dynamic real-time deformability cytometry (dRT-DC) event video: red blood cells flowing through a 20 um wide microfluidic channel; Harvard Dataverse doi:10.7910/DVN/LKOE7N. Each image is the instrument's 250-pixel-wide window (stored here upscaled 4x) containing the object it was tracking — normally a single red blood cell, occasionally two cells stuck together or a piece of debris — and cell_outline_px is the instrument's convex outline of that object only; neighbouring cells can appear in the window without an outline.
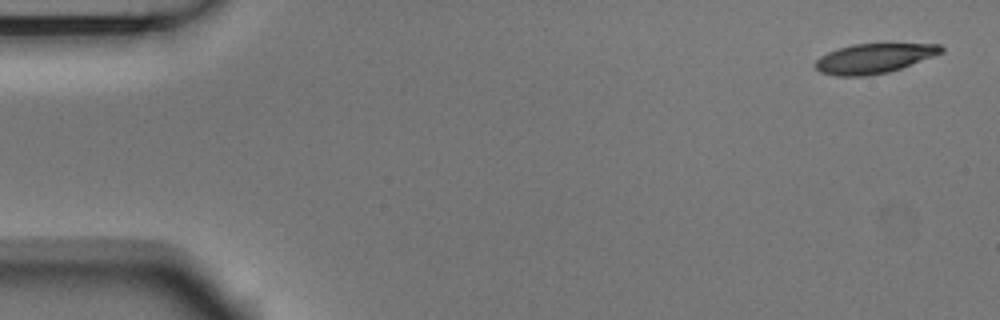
{"species": "Egyptian fruit bat (a non-hibernating species)", "species_latin": "Rousettus aegyptiacus", "temperature_condition": "room temperature", "stored_images_in_passage": 6, "camera_frame_rate_fps": 3000, "um_per_image_px": 0.085, "animal": {"sex": "male"}, "frame": {"image": 1, "passage_image": 1, "time_ms": 0.0, "image_size_px": [1000, 320], "cell_outline_px": [[944, 52], [900, 68], [888, 72], [864, 76], [836, 76], [820, 72], [812, 64], [820, 56], [836, 48], [852, 44], [884, 40], [940, 44], [944, 48]], "centroid_in_image_um": [74.32, 4.89], "position_along_channel_um": 10.7, "area_um2": 23.0}}
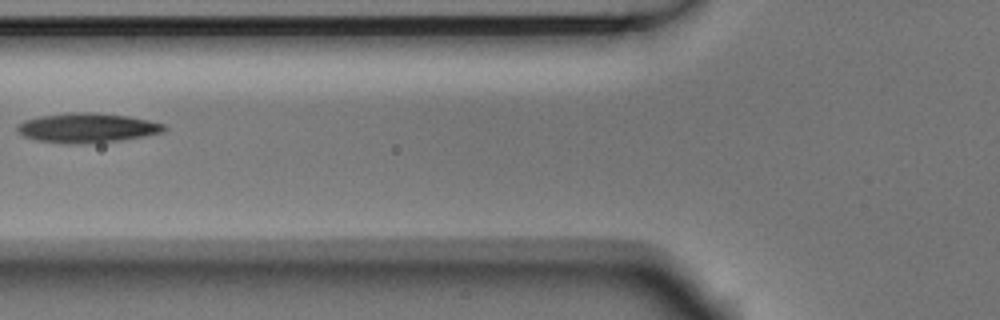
{"frame": {"image": 2, "passage_image": 5, "time_ms": 1.333, "image_size_px": [1000, 320], "cell_outline_px": [[168, 128], [164, 132], [124, 140], [88, 144], [64, 144], [36, 140], [24, 136], [16, 128], [16, 124], [24, 120], [40, 116], [68, 112], [92, 112], [128, 116], [148, 120], [164, 124]], "centroid_in_image_um": [7.41, 10.88], "position_along_channel_um": 118.4, "area_um2": 25.66}}
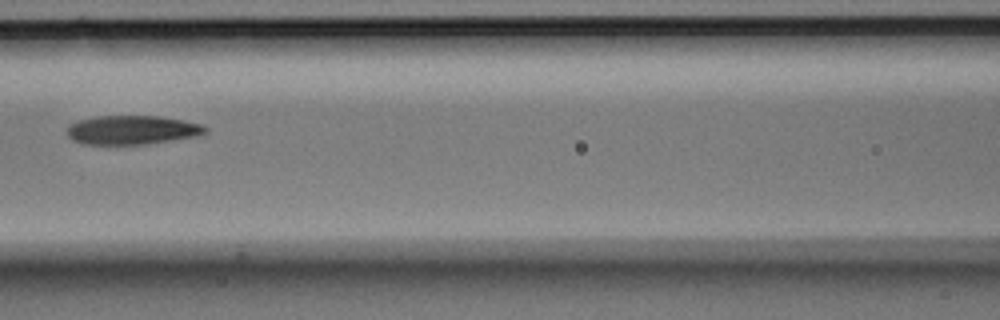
{"frame": {"image": 3, "passage_image": 6, "time_ms": 1.667, "image_size_px": [1000, 320], "cell_outline_px": [[208, 132], [196, 136], [148, 144], [80, 144], [72, 140], [64, 132], [68, 124], [80, 120], [96, 116], [160, 116], [184, 120], [204, 124], [208, 128]], "centroid_in_image_um": [11.21, 11.04], "position_along_channel_um": 155.4, "area_um2": 23.7}}